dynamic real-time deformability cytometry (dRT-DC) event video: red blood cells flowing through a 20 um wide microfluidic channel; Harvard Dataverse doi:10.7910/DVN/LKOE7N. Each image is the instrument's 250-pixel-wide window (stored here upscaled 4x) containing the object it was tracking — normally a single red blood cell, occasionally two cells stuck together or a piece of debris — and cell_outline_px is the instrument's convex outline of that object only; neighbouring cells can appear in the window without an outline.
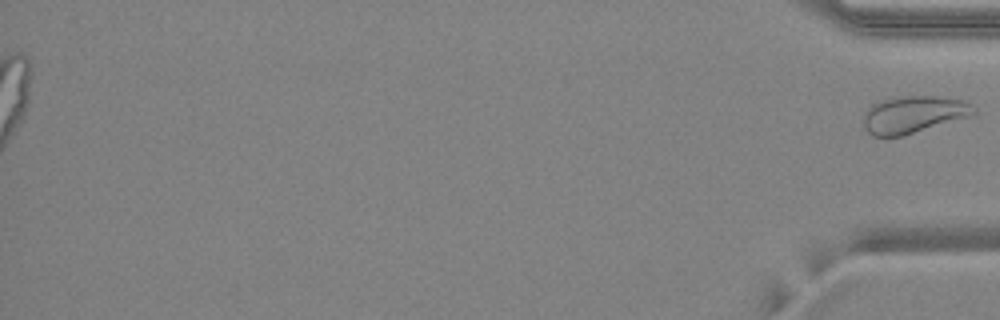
{"species": "common noctule bat (a hibernating species)", "species_latin": "Nyctalus noctula", "temperature_condition": "warm", "stored_images_in_passage": 51, "segment_of_instrument_passage": [2, 2], "camera_frame_rate_fps": 3000, "um_per_image_px": 0.085, "animal": {"sex": "female", "body_mass_g": 24.6, "forearm_length_mm": 56.2}, "frame": {"image": 1, "passage_image": 51, "time_ms": 16.667, "image_size_px": [1000, 320], "cell_outline_px": [[976, 112], [968, 116], [900, 136], [872, 136], [860, 124], [860, 120], [864, 112], [872, 104], [884, 100], [904, 96], [936, 96], [960, 100], [972, 104], [976, 108]], "centroid_in_image_um": [77.55, 9.73], "position_along_channel_um": 357.6, "area_um2": 23.58}}